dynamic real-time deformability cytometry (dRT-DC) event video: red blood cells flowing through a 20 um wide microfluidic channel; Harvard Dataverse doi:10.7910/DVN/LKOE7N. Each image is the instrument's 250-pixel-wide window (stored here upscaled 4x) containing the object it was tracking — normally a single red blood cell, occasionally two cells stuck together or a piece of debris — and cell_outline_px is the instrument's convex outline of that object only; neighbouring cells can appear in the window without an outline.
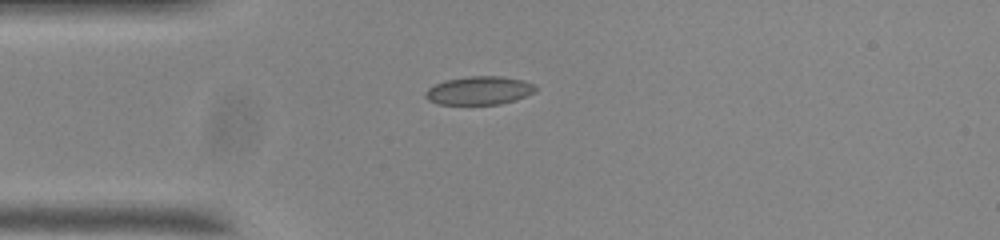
{"species": "common noctule bat (a hibernating species)", "species_latin": "Nyctalus noctula", "temperature_condition": "room temperature", "stored_images_in_passage": 42, "camera_frame_rate_fps": 3000, "um_per_image_px": 0.085, "animal": {"sex": "male", "body_mass_g": 20.0, "forearm_length_mm": 53.3}, "frame": {"image": 1, "passage_image": 1, "time_ms": 0.0, "image_size_px": [1000, 240], "cell_outline_px": [[536, 92], [516, 100], [500, 104], [436, 104], [428, 100], [424, 96], [424, 92], [428, 88], [444, 80], [468, 76], [500, 76], [524, 80], [536, 84]], "centroid_in_image_um": [40.74, 7.69], "position_along_channel_um": 44.3, "area_um2": 18.44}}
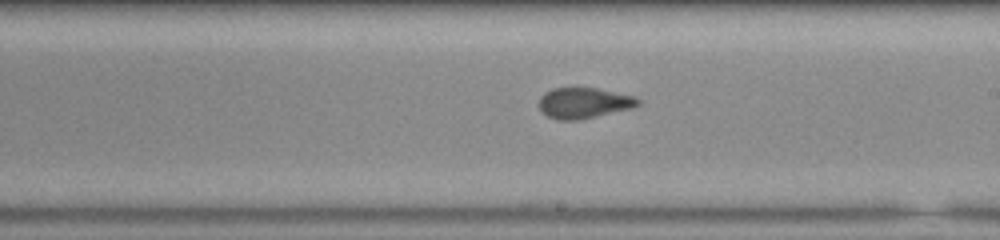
{"frame": {"image": 2, "passage_image": 18, "time_ms": 5.667, "image_size_px": [1000, 240], "cell_outline_px": [[640, 104], [632, 108], [580, 120], [556, 120], [548, 116], [540, 108], [540, 96], [544, 92], [552, 88], [596, 88], [636, 96], [640, 100]], "centroid_in_image_um": [49.65, 8.75], "position_along_channel_um": 239.4, "area_um2": 17.74}}
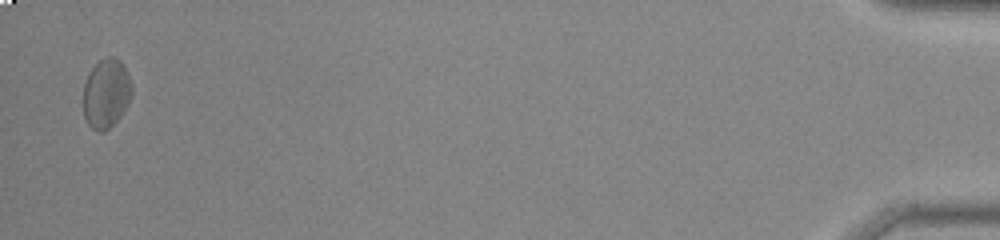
{"frame": {"image": 3, "passage_image": 41, "time_ms": 13.333, "image_size_px": [1000, 240], "cell_outline_px": [[132, 96], [128, 104], [120, 116], [104, 132], [96, 132], [88, 124], [84, 116], [84, 84], [92, 68], [100, 60], [108, 56], [116, 56], [124, 64], [128, 72], [132, 84]], "centroid_in_image_um": [9.06, 7.92], "position_along_channel_um": 426.1, "area_um2": 19.71}, "authors_computed_cell_mechanics": {"area_um2": 18.3226, "velocity_mm_per_s": 3.7129, "shape_relaxation_time_tau1_ms": null, "shape_relaxation_time_tau2_ms": 1.2324, "deformation_change_tau1": null, "deformation_change_tau2": 0.0478}}